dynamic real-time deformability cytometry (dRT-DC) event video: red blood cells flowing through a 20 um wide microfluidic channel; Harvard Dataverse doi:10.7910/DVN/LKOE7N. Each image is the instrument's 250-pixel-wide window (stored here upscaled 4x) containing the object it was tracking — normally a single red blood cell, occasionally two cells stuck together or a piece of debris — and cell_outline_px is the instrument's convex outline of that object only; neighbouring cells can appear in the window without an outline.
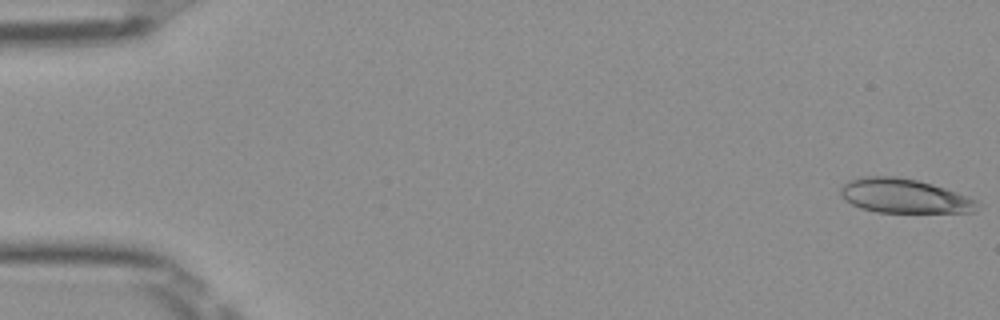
{"species": "Egyptian fruit bat (a non-hibernating species)", "species_latin": "Rousettus aegyptiacus", "temperature_condition": "room temperature", "stored_images_in_passage": 51, "camera_frame_rate_fps": 3000, "um_per_image_px": 0.085, "frame": {"image": 1, "passage_image": 1, "time_ms": 0.0, "image_size_px": [1000, 320], "cell_outline_px": [[976, 212], [876, 212], [860, 208], [844, 200], [840, 196], [840, 188], [848, 180], [860, 176], [896, 176], [916, 180], [932, 184], [956, 192], [976, 200]], "centroid_in_image_um": [76.77, 16.65], "position_along_channel_um": 8.2, "area_um2": 27.22}}
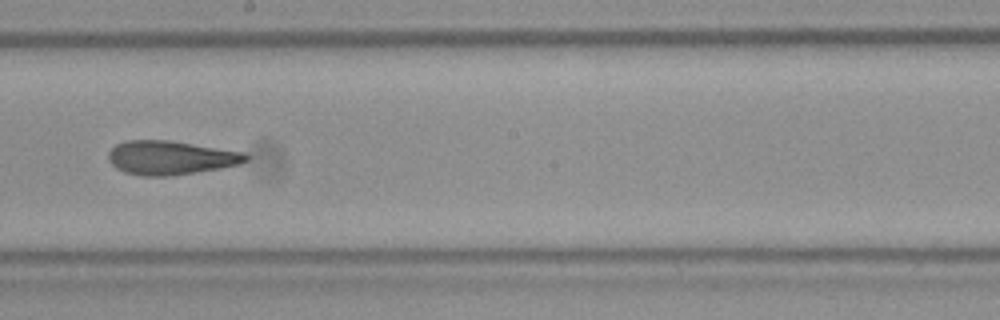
{"frame": {"image": 2, "passage_image": 29, "time_ms": 9.333, "image_size_px": [1000, 320], "cell_outline_px": [[252, 156], [248, 160], [240, 164], [220, 168], [168, 176], [144, 176], [124, 172], [116, 168], [108, 160], [108, 152], [116, 144], [128, 140], [168, 140], [244, 152]], "centroid_in_image_um": [14.51, 13.4], "position_along_channel_um": 233.7, "area_um2": 27.11}}
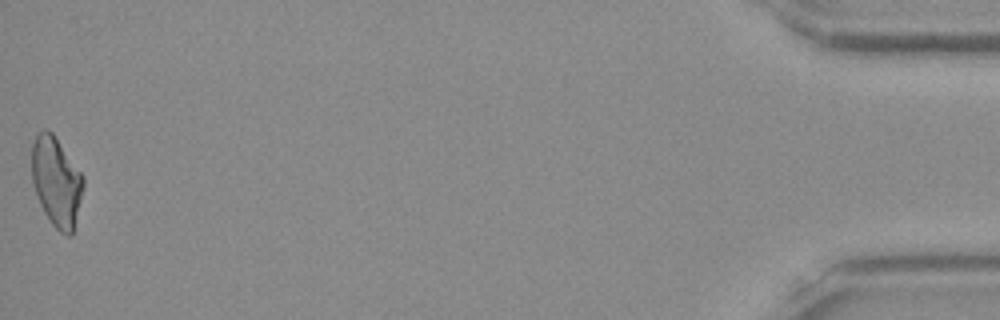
{"frame": {"image": 3, "passage_image": 51, "time_ms": 16.667, "image_size_px": [1000, 320], "cell_outline_px": [[84, 188], [72, 236], [68, 236], [60, 232], [52, 224], [44, 212], [36, 196], [32, 180], [32, 144], [36, 132], [44, 128], [48, 128], [52, 132], [84, 176]], "centroid_in_image_um": [4.79, 15.42], "position_along_channel_um": 430.4, "area_um2": 27.17}, "authors_computed_cell_mechanics": {"area_um2": 27.1082, "velocity_mm_per_s": 3.9835, "shape_relaxation_time_tau1_ms": 10.5035, "shape_relaxation_time_tau2_ms": 2.2171, "deformation_change_tau1": 0.2825, "deformation_change_tau2": 0.1174}}